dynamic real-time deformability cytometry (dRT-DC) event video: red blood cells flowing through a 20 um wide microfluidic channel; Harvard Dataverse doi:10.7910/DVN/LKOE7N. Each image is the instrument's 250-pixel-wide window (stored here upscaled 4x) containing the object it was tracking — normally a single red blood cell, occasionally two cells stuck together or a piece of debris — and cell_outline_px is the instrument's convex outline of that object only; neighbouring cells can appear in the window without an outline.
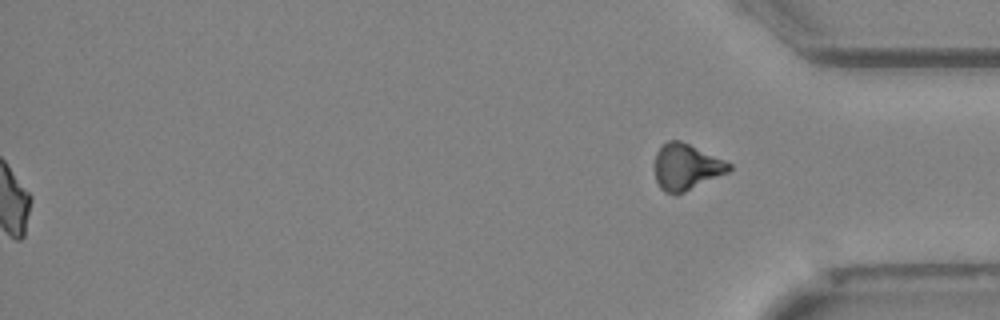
{"species": "Egyptian fruit bat (a non-hibernating species)", "species_latin": "Rousettus aegyptiacus", "temperature_condition": "cold", "stored_images_in_passage": 41, "segment_of_instrument_passage": [2, 2], "camera_frame_rate_fps": 3000, "um_per_image_px": 0.085, "animal": {"sex": "female"}, "frame": {"image": 1, "passage_image": 41, "time_ms": 13.333, "image_size_px": [1000, 320], "cell_outline_px": [[732, 168], [728, 172], [684, 192], [664, 192], [660, 188], [656, 180], [656, 152], [668, 140], [680, 140], [724, 160], [732, 164]], "centroid_in_image_um": [58.34, 14.17], "position_along_channel_um": 376.9, "area_um2": 19.48}}